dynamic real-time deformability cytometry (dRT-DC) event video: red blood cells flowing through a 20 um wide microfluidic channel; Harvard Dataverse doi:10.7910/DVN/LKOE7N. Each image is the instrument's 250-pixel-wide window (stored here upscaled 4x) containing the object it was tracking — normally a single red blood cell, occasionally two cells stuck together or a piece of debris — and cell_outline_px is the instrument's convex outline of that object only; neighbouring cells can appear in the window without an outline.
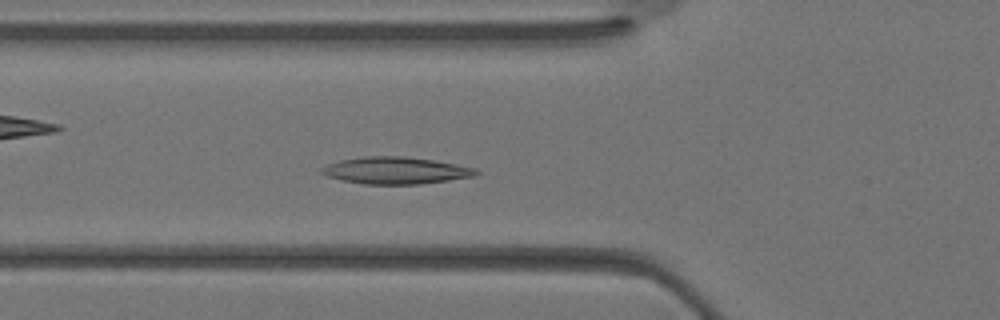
{"species": "Egyptian fruit bat (a non-hibernating species)", "species_latin": "Rousettus aegyptiacus", "temperature_condition": "warm", "stored_images_in_passage": 35, "camera_frame_rate_fps": 3000, "um_per_image_px": 0.085, "animal": {"sex": "female"}, "frame": {"image": 1, "passage_image": 11, "time_ms": 3.333, "image_size_px": [1000, 320], "cell_outline_px": [[480, 172], [476, 176], [420, 184], [364, 184], [340, 180], [328, 176], [320, 172], [320, 168], [328, 164], [340, 160], [364, 156], [404, 156], [432, 160], [456, 164], [476, 168]], "centroid_in_image_um": [33.63, 14.49], "position_along_channel_um": 92.2, "area_um2": 24.28}}
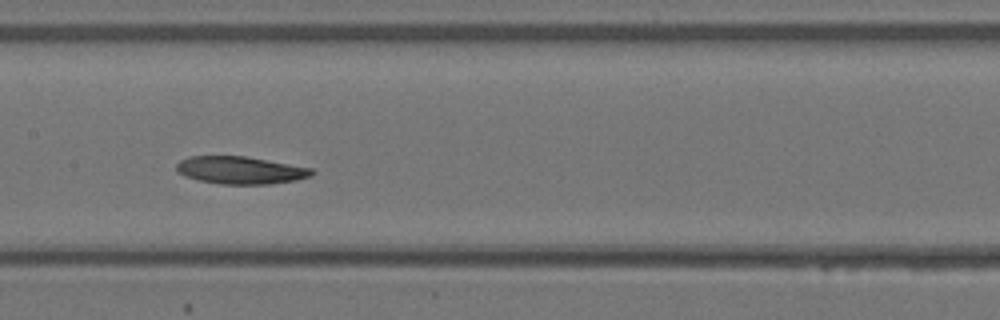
{"frame": {"image": 2, "passage_image": 16, "time_ms": 5.0, "image_size_px": [1000, 320], "cell_outline_px": [[316, 172], [312, 176], [296, 180], [268, 184], [220, 184], [196, 180], [184, 176], [176, 172], [176, 164], [180, 160], [192, 156], [244, 156], [312, 168]], "centroid_in_image_um": [20.41, 14.47], "position_along_channel_um": 187.0, "area_um2": 21.79}}
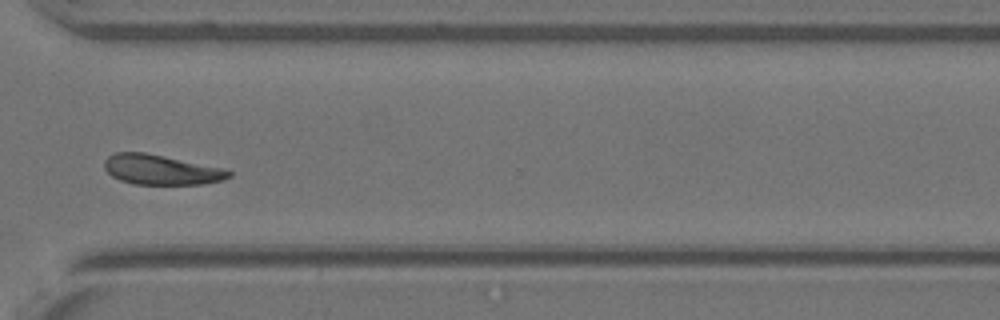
{"frame": {"image": 3, "passage_image": 25, "time_ms": 8.0, "image_size_px": [1000, 320], "cell_outline_px": [[232, 176], [224, 180], [200, 184], [132, 184], [120, 180], [112, 176], [104, 168], [104, 160], [108, 156], [116, 152], [144, 152], [224, 168], [232, 172]], "centroid_in_image_um": [13.69, 14.43], "position_along_channel_um": 356.9, "area_um2": 21.73}}